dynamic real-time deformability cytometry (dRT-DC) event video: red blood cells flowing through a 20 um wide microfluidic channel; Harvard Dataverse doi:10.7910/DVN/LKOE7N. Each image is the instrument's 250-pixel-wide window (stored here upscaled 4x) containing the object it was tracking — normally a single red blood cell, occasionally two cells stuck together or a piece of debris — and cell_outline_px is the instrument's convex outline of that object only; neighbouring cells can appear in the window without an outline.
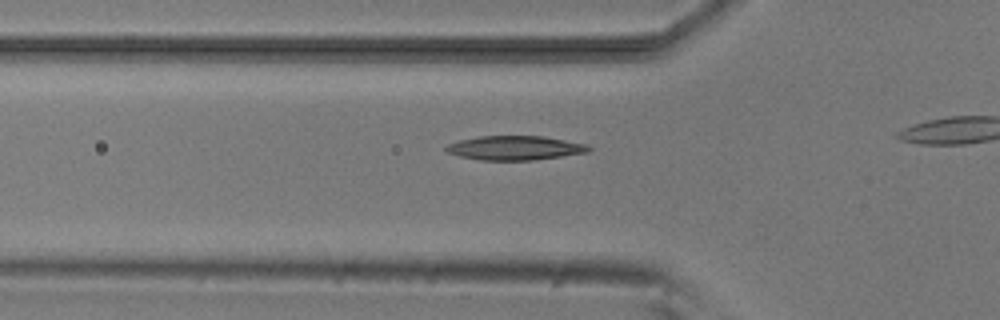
{"species": "common noctule bat (a hibernating species)", "species_latin": "Nyctalus noctula", "temperature_condition": "room temperature", "stored_images_in_passage": 4, "segment_of_instrument_passage": [2, 2], "camera_frame_rate_fps": 3000, "um_per_image_px": 0.085, "animal": {"sex": "male", "body_mass_g": 20.5, "forearm_length_mm": 52.5}, "frame": {"image": 1, "passage_image": 4, "time_ms": 4.333, "image_size_px": [1000, 320], "cell_outline_px": [[592, 148], [588, 152], [536, 160], [480, 160], [460, 156], [448, 152], [444, 148], [448, 144], [460, 140], [476, 136], [544, 136], [588, 144]], "centroid_in_image_um": [43.8, 12.57], "position_along_channel_um": 82.0, "area_um2": 20.17}}